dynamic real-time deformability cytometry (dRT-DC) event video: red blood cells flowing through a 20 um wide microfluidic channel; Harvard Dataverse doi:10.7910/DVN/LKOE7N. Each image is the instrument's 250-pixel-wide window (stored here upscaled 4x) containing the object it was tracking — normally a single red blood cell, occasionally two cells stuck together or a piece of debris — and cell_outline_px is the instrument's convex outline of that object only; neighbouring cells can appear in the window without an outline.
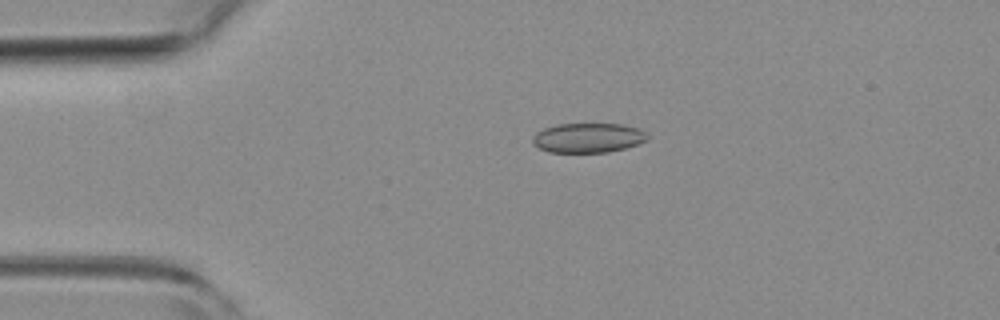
{"species": "common noctule bat (a hibernating species)", "species_latin": "Nyctalus noctula", "temperature_condition": "room temperature", "stored_images_in_passage": 4, "camera_frame_rate_fps": 3000, "um_per_image_px": 0.085, "animal": {"sex": "female", "body_mass_g": 19.3, "forearm_length_mm": 54.1}, "frame": {"image": 1, "passage_image": 3, "time_ms": 0.667, "image_size_px": [1000, 320], "cell_outline_px": [[648, 140], [624, 148], [608, 152], [548, 152], [532, 144], [532, 136], [536, 132], [544, 128], [556, 124], [624, 124], [640, 128], [648, 136]], "centroid_in_image_um": [49.96, 11.71], "position_along_channel_um": 35.0, "area_um2": 19.88}}